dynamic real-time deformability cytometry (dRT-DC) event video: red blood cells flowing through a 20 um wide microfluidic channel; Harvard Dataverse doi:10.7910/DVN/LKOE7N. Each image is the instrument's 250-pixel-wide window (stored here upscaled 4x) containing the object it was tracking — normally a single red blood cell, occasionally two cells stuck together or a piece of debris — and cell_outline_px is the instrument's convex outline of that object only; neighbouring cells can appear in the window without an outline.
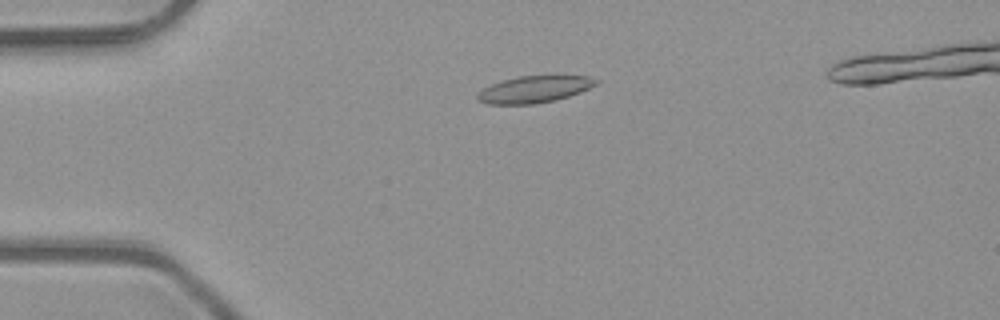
{"species": "common noctule bat (a hibernating species)", "species_latin": "Nyctalus noctula", "temperature_condition": "room temperature", "stored_images_in_passage": 7, "camera_frame_rate_fps": 3000, "um_per_image_px": 0.085, "animal": {"sex": "male", "body_mass_g": 23.1, "forearm_length_mm": 52.7}, "frame": {"image": 1, "passage_image": 3, "time_ms": 0.667, "image_size_px": [1000, 320], "cell_outline_px": [[596, 84], [580, 92], [556, 100], [532, 104], [488, 104], [476, 100], [476, 96], [484, 88], [500, 80], [516, 76], [588, 76], [596, 80]], "centroid_in_image_um": [45.35, 7.59], "position_along_channel_um": 39.6, "area_um2": 18.32}}
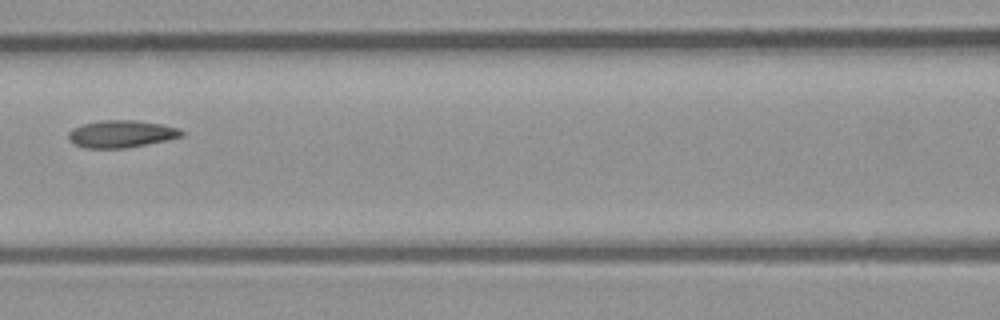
{"frame": {"image": 2, "passage_image": 6, "time_ms": 1.667, "image_size_px": [1000, 320], "cell_outline_px": [[184, 136], [168, 140], [124, 148], [84, 148], [72, 144], [68, 140], [68, 132], [72, 128], [84, 124], [100, 120], [136, 120], [160, 124], [180, 128], [184, 132]], "centroid_in_image_um": [10.29, 11.38], "position_along_channel_um": 156.3, "area_um2": 18.15}}
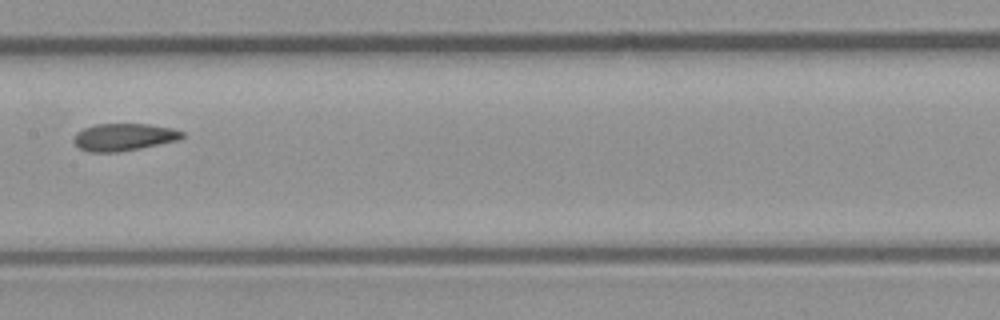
{"frame": {"image": 3, "passage_image": 7, "time_ms": 2.0, "image_size_px": [1000, 320], "cell_outline_px": [[184, 136], [176, 140], [140, 148], [120, 152], [88, 152], [80, 148], [72, 140], [76, 132], [84, 128], [96, 124], [148, 124], [172, 128], [184, 132]], "centroid_in_image_um": [10.49, 11.65], "position_along_channel_um": 196.9, "area_um2": 17.17}}